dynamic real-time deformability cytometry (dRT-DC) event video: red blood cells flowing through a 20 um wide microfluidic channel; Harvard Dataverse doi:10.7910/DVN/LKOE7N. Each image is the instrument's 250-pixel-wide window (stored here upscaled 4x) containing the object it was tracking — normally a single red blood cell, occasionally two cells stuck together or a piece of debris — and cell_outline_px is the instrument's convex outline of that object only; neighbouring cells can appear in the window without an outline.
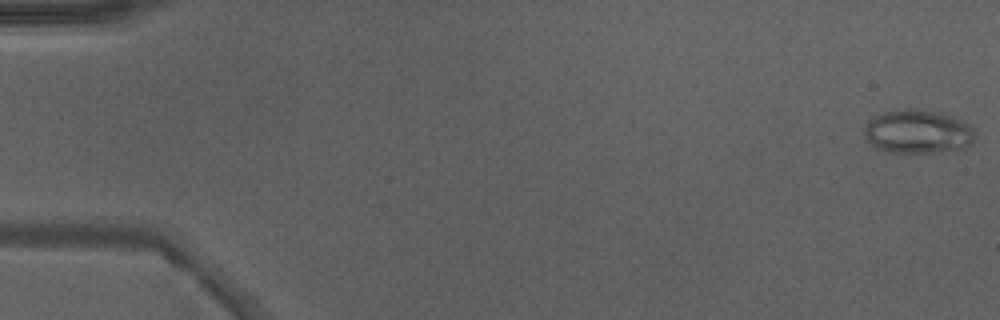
{"species": "Egyptian fruit bat (a non-hibernating species)", "species_latin": "Rousettus aegyptiacus", "temperature_condition": "warm", "stored_images_in_passage": 49, "camera_frame_rate_fps": 3000, "um_per_image_px": 0.085, "animal": {"sex": "male"}, "frame": {"image": 1, "passage_image": 1, "time_ms": 0.0, "image_size_px": [1000, 320], "cell_outline_px": [[976, 136], [972, 144], [964, 148], [936, 152], [888, 152], [876, 148], [868, 140], [864, 132], [864, 128], [868, 120], [884, 112], [900, 108], [916, 108], [940, 112], [964, 120], [972, 128]], "centroid_in_image_um": [78.04, 11.17], "position_along_channel_um": 7.0, "area_um2": 28.44}}
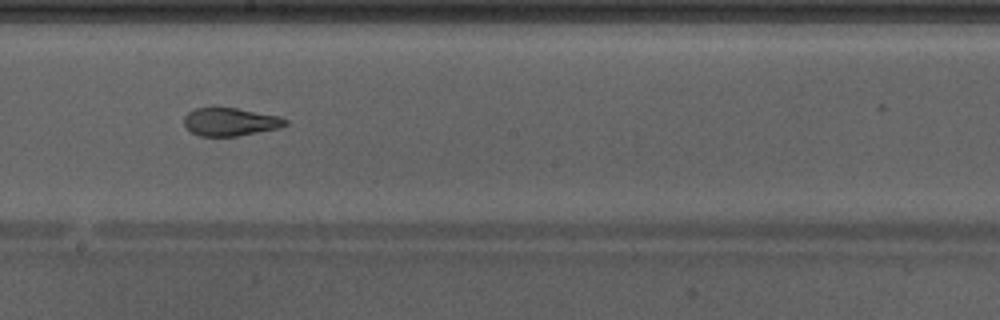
{"frame": {"image": 2, "passage_image": 28, "time_ms": 9.0, "image_size_px": [1000, 320], "cell_outline_px": [[288, 124], [280, 128], [236, 136], [200, 136], [192, 132], [184, 124], [184, 116], [192, 108], [236, 108], [280, 116], [288, 120]], "centroid_in_image_um": [19.59, 10.35], "position_along_channel_um": 228.6, "area_um2": 16.53}, "authors_computed_cell_mechanics": {"area_um2": 20.0566, "velocity_mm_per_s": 4.2932, "shape_relaxation_time_tau1_ms": null, "shape_relaxation_time_tau2_ms": 1.4582, "deformation_change_tau1": null, "deformation_change_tau2": 0.0754}}